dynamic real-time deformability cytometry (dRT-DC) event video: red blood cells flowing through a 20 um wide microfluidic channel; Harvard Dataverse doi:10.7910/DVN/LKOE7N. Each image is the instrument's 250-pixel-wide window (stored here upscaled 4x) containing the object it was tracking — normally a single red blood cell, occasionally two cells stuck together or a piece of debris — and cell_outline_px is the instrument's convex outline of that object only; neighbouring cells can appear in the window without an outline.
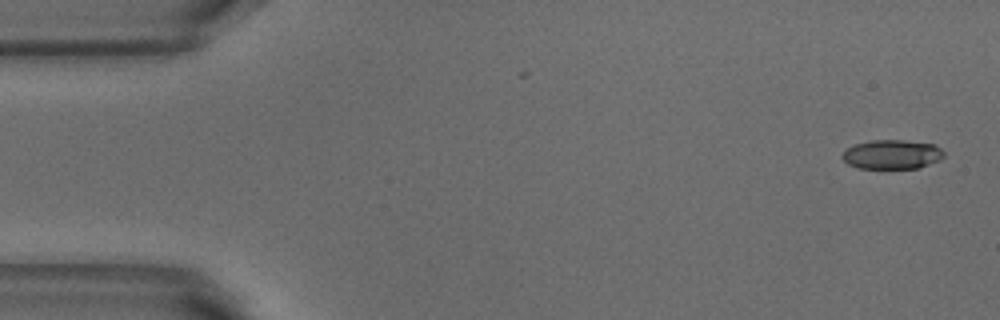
{"species": "common noctule bat (a hibernating species)", "species_latin": "Nyctalus noctula", "temperature_condition": "warm", "stored_images_in_passage": 36, "camera_frame_rate_fps": 3000, "um_per_image_px": 0.085, "animal": {"sex": "male", "body_mass_g": 18.8}, "frame": {"image": 1, "passage_image": 1, "time_ms": 0.0, "image_size_px": [1000, 320], "cell_outline_px": [[944, 156], [940, 160], [916, 168], [860, 168], [848, 164], [840, 156], [848, 148], [856, 144], [872, 140], [904, 140], [936, 144], [944, 152]], "centroid_in_image_um": [75.84, 13.12], "position_along_channel_um": 9.2, "area_um2": 17.22}}
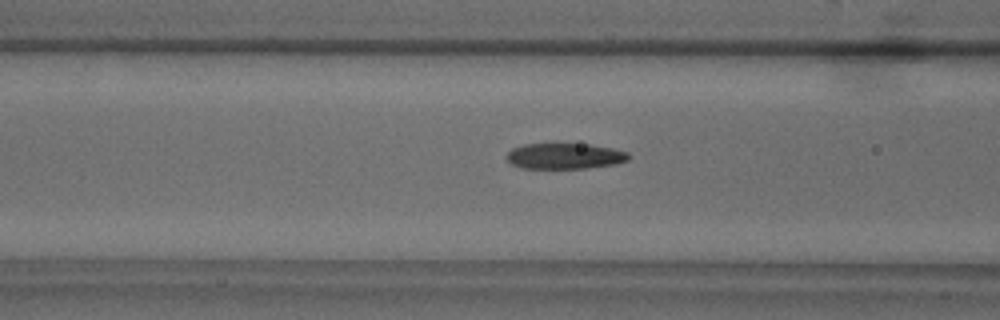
{"frame": {"image": 2, "passage_image": 19, "time_ms": 6.0, "image_size_px": [1000, 320], "cell_outline_px": [[632, 156], [628, 160], [616, 164], [588, 168], [520, 168], [512, 164], [504, 156], [512, 148], [524, 144], [588, 144], [612, 148], [628, 152]], "centroid_in_image_um": [48.01, 13.27], "position_along_channel_um": 118.6, "area_um2": 18.44}}
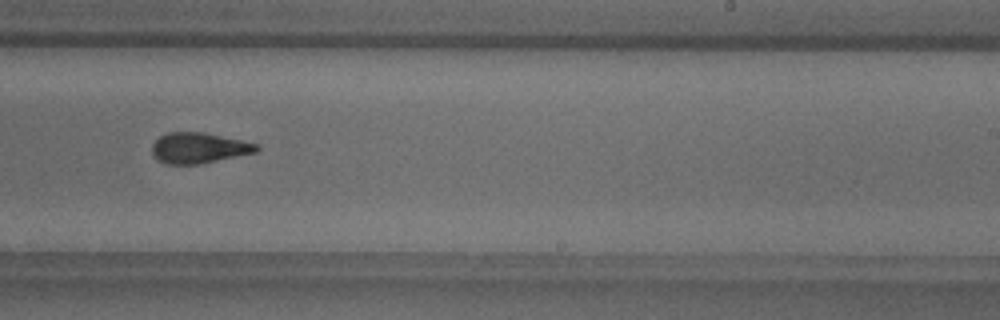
{"frame": {"image": 3, "passage_image": 31, "time_ms": 10.0, "image_size_px": [1000, 320], "cell_outline_px": [[260, 148], [256, 152], [200, 164], [168, 164], [156, 160], [152, 152], [152, 144], [160, 136], [168, 132], [204, 132], [260, 144]], "centroid_in_image_um": [16.9, 12.57], "position_along_channel_um": 272.1, "area_um2": 18.73}}